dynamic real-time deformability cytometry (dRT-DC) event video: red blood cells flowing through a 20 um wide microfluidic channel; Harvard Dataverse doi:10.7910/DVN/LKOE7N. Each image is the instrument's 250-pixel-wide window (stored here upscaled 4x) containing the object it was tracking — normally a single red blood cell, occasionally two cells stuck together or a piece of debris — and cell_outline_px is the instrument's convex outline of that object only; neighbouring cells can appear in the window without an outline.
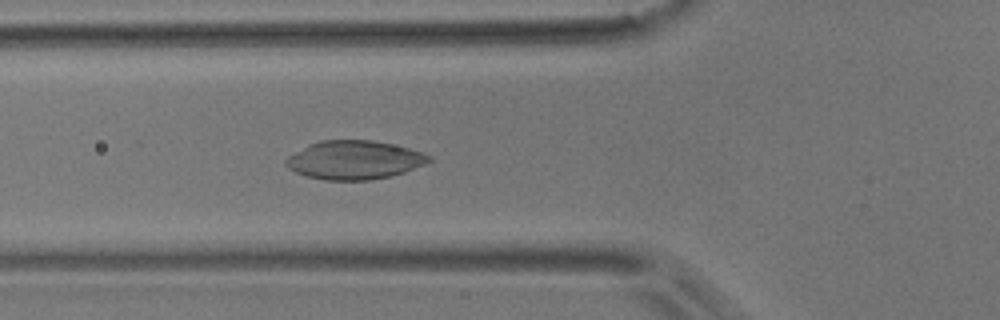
{"species": "common noctule bat (a hibernating species)", "species_latin": "Nyctalus noctula", "temperature_condition": "room temperature", "stored_images_in_passage": 52, "camera_frame_rate_fps": 3000, "um_per_image_px": 0.085, "animal": {"sex": "male", "body_mass_g": 17.9}, "frame": {"image": 1, "passage_image": 18, "time_ms": 5.667, "image_size_px": [1000, 320], "cell_outline_px": [[432, 160], [428, 164], [392, 176], [368, 180], [324, 180], [308, 176], [296, 172], [288, 168], [284, 164], [284, 160], [288, 156], [308, 144], [320, 140], [372, 140], [392, 144], [424, 152], [432, 156]], "centroid_in_image_um": [30.14, 13.59], "position_along_channel_um": 95.7, "area_um2": 32.48}}
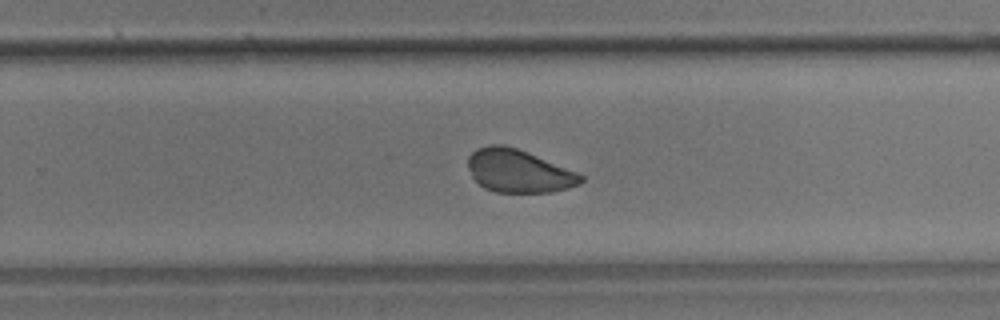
{"frame": {"image": 2, "passage_image": 33, "time_ms": 10.667, "image_size_px": [1000, 320], "cell_outline_px": [[584, 180], [580, 184], [568, 188], [552, 192], [496, 192], [484, 188], [472, 176], [468, 168], [468, 156], [476, 148], [492, 144], [504, 144], [528, 152], [576, 172], [584, 176]], "centroid_in_image_um": [44.07, 14.53], "position_along_channel_um": 285.7, "area_um2": 28.21}}
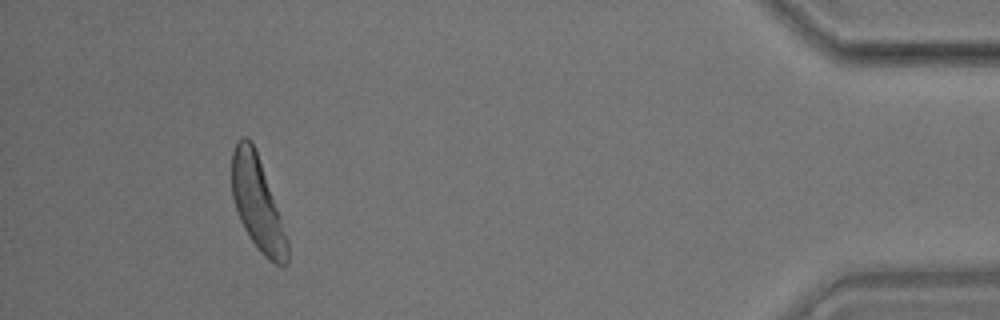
{"frame": {"image": 3, "passage_image": 48, "time_ms": 15.667, "image_size_px": [1000, 320], "cell_outline_px": [[288, 264], [284, 268], [268, 260], [260, 252], [244, 228], [240, 220], [232, 196], [232, 152], [236, 140], [244, 136], [248, 136], [252, 140], [280, 216], [288, 240]], "centroid_in_image_um": [21.88, 17.31], "position_along_channel_um": 413.3, "area_um2": 29.94}}